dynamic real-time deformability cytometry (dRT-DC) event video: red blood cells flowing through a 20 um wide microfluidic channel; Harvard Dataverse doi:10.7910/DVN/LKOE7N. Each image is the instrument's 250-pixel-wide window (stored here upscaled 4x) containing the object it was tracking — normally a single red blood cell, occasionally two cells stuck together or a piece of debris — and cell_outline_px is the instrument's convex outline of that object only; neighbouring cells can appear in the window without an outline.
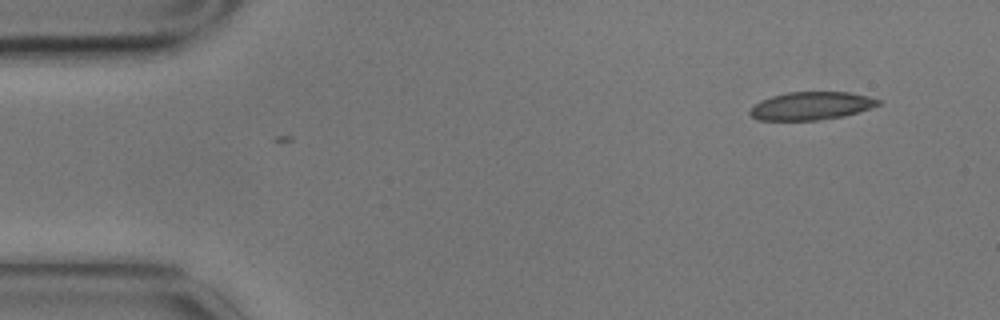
{"species": "common noctule bat (a hibernating species)", "species_latin": "Nyctalus noctula", "temperature_condition": "cold", "stored_images_in_passage": 4, "camera_frame_rate_fps": 3000, "um_per_image_px": 0.085, "animal": {"sex": "male", "body_mass_g": 17.9}, "frame": {"image": 1, "passage_image": 1, "time_ms": 0.0, "image_size_px": [1000, 320], "cell_outline_px": [[884, 100], [880, 104], [872, 108], [844, 116], [820, 120], [756, 120], [748, 112], [760, 100], [772, 96], [788, 92], [848, 92], [868, 96]], "centroid_in_image_um": [68.99, 9.0], "position_along_channel_um": 16.0, "area_um2": 21.04}}
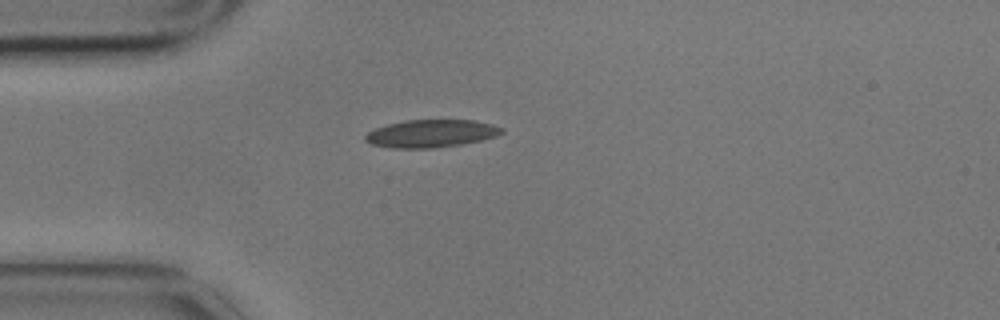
{"frame": {"image": 2, "passage_image": 4, "time_ms": 1.0, "image_size_px": [1000, 320], "cell_outline_px": [[504, 132], [496, 136], [480, 140], [460, 144], [432, 148], [392, 148], [372, 144], [364, 140], [364, 136], [368, 132], [376, 128], [388, 124], [404, 120], [476, 120], [492, 124], [504, 128]], "centroid_in_image_um": [36.65, 11.34], "position_along_channel_um": 48.3, "area_um2": 21.96}}